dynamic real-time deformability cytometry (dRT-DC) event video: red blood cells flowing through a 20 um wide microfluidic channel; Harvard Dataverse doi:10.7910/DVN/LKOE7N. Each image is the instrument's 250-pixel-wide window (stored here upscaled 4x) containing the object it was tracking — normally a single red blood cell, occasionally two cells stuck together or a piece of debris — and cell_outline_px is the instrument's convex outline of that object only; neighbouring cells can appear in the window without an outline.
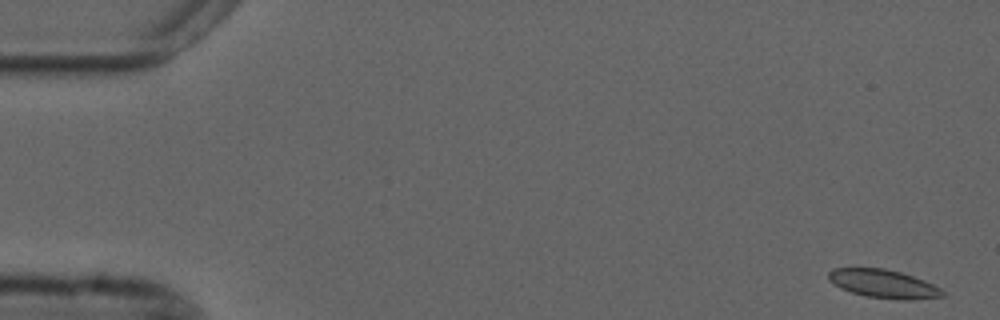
{"species": "common noctule bat (a hibernating species)", "species_latin": "Nyctalus noctula", "temperature_condition": "cold", "stored_images_in_passage": 14, "camera_frame_rate_fps": 3000, "um_per_image_px": 0.085, "animal": {"sex": "male", "forearm_length_mm": 52.5}, "frame": {"image": 1, "passage_image": 1, "time_ms": 0.0, "image_size_px": [1000, 320], "cell_outline_px": [[944, 296], [912, 300], [904, 300], [868, 296], [852, 292], [840, 288], [828, 280], [828, 272], [832, 268], [884, 268], [900, 272], [924, 280], [940, 288], [944, 292]], "centroid_in_image_um": [75.07, 24.11], "position_along_channel_um": 9.9, "area_um2": 18.73}}